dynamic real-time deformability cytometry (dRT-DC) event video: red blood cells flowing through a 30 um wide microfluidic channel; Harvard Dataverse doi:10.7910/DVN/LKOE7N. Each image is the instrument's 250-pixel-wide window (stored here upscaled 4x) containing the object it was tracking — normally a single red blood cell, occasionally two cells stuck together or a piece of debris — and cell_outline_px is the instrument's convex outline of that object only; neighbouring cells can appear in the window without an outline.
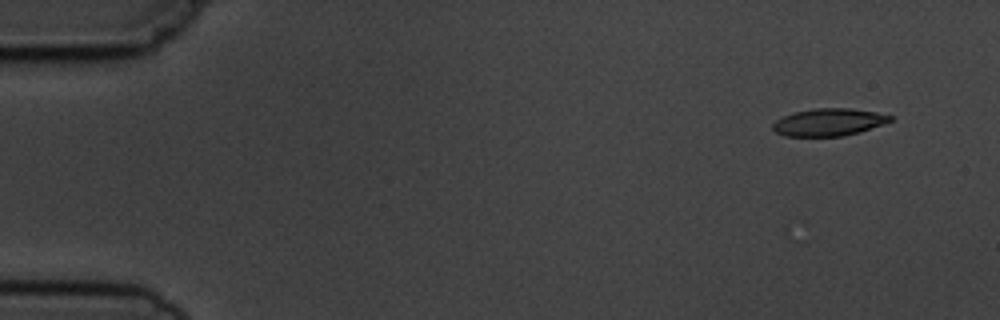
{"species": "common noctule bat (a hibernating species)", "species_latin": "Nyctalus noctula", "temperature_condition": "cold", "stored_images_in_passage": 5, "camera_frame_rate_fps": 3000, "um_per_image_px": 0.085, "animal": {"sex": "male", "body_mass_g": 19.5, "forearm_length_mm": 54.6}, "frame": {"image": 1, "passage_image": 1, "time_ms": 0.0, "image_size_px": [1000, 320], "cell_outline_px": [[892, 120], [860, 132], [844, 136], [784, 136], [776, 132], [772, 128], [772, 124], [776, 120], [792, 112], [812, 108], [852, 108], [876, 112], [892, 116]], "centroid_in_image_um": [70.41, 10.38], "position_along_channel_um": 14.6, "area_um2": 18.79}}
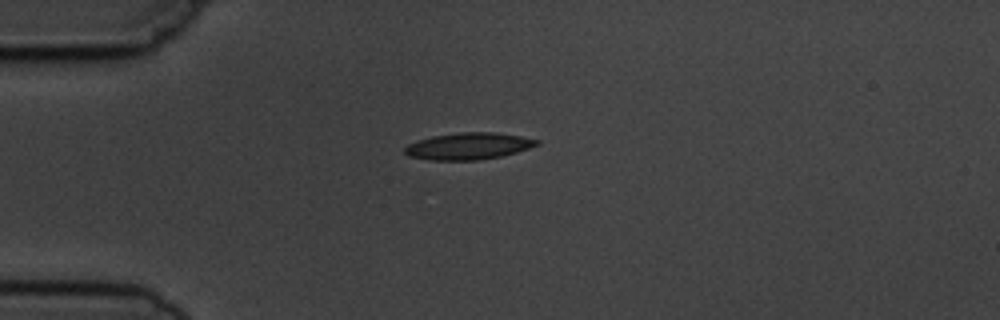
{"frame": {"image": 2, "passage_image": 4, "time_ms": 3.333, "image_size_px": [1000, 320], "cell_outline_px": [[540, 144], [516, 152], [500, 156], [476, 160], [428, 160], [408, 156], [404, 152], [404, 148], [408, 144], [432, 136], [460, 132], [496, 132], [520, 136], [540, 140]], "centroid_in_image_um": [39.81, 12.42], "position_along_channel_um": 45.2, "area_um2": 20.52}}